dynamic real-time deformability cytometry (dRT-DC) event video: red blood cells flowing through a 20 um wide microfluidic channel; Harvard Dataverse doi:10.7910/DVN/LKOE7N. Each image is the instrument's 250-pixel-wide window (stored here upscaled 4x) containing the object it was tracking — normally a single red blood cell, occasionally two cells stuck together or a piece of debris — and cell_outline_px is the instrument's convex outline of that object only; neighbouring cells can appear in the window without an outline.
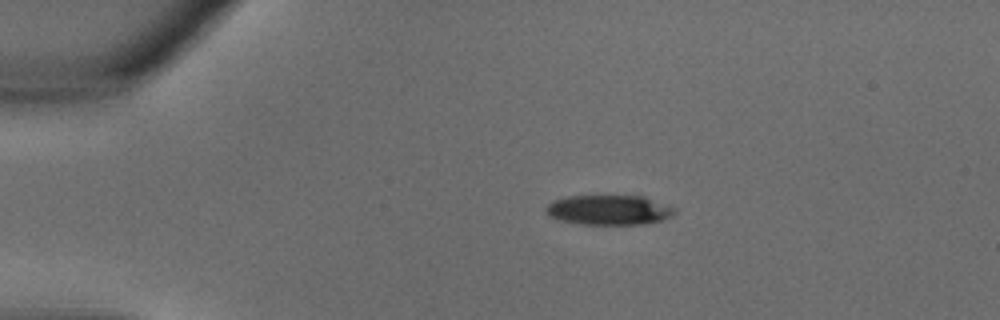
{"species": "common noctule bat (a hibernating species)", "species_latin": "Nyctalus noctula", "temperature_condition": "warm", "stored_images_in_passage": 7, "camera_frame_rate_fps": 3000, "um_per_image_px": 0.085, "animal": {"sex": "male", "body_mass_g": 18.8}, "frame": {"image": 1, "passage_image": 1, "time_ms": 0.0, "image_size_px": [1000, 320], "cell_outline_px": [[676, 212], [672, 216], [664, 220], [640, 224], [580, 224], [560, 220], [548, 216], [544, 212], [544, 208], [552, 200], [568, 196], [644, 196], [668, 204], [676, 208]], "centroid_in_image_um": [51.76, 17.84], "position_along_channel_um": 33.2, "area_um2": 22.66}}
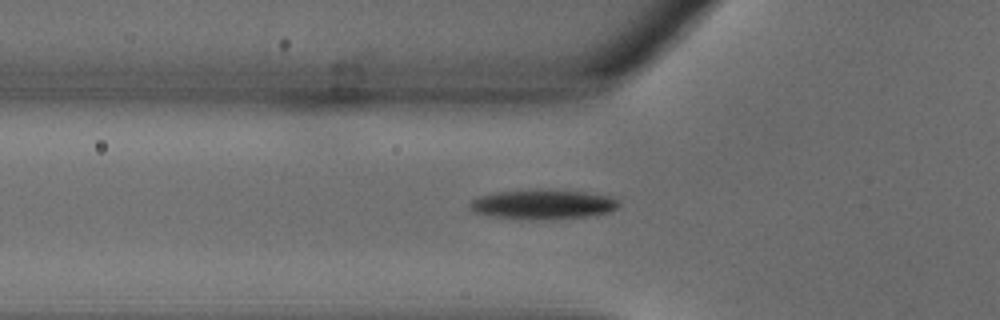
{"frame": {"image": 2, "passage_image": 6, "time_ms": 1.667, "image_size_px": [1000, 320], "cell_outline_px": [[620, 204], [616, 208], [608, 212], [588, 216], [540, 220], [528, 220], [488, 216], [472, 212], [468, 208], [468, 204], [472, 200], [480, 196], [496, 192], [540, 188], [584, 192], [612, 196], [620, 200]], "centroid_in_image_um": [46.11, 17.36], "position_along_channel_um": 79.7, "area_um2": 26.3}}